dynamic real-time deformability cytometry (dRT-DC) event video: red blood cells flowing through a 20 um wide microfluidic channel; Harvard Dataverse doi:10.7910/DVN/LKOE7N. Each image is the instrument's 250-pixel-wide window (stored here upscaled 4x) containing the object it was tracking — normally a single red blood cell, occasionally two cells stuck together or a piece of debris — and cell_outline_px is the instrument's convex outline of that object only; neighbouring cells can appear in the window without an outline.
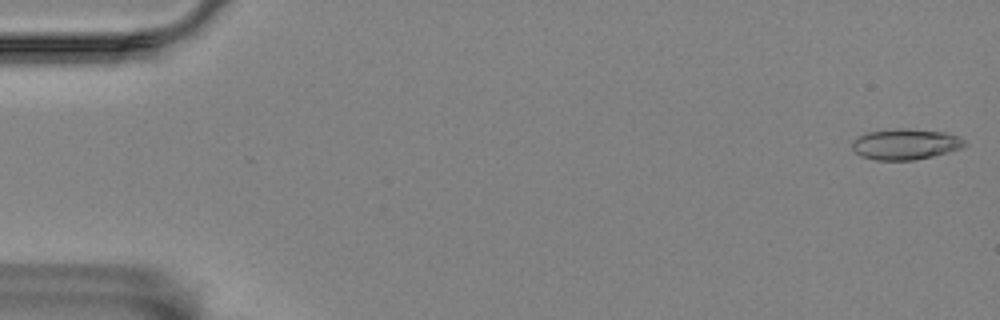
{"species": "Egyptian fruit bat (a non-hibernating species)", "species_latin": "Rousettus aegyptiacus", "temperature_condition": "room temperature", "stored_images_in_passage": 5, "camera_frame_rate_fps": 3000, "um_per_image_px": 0.085, "animal": {"sex": "female"}, "frame": {"image": 1, "passage_image": 1, "time_ms": 0.0, "image_size_px": [1000, 320], "cell_outline_px": [[968, 144], [964, 148], [932, 156], [912, 160], [876, 160], [860, 156], [852, 148], [852, 140], [868, 132], [896, 128], [908, 128], [944, 132], [956, 136], [964, 140]], "centroid_in_image_um": [76.97, 12.25], "position_along_channel_um": 8.0, "area_um2": 20.23}}